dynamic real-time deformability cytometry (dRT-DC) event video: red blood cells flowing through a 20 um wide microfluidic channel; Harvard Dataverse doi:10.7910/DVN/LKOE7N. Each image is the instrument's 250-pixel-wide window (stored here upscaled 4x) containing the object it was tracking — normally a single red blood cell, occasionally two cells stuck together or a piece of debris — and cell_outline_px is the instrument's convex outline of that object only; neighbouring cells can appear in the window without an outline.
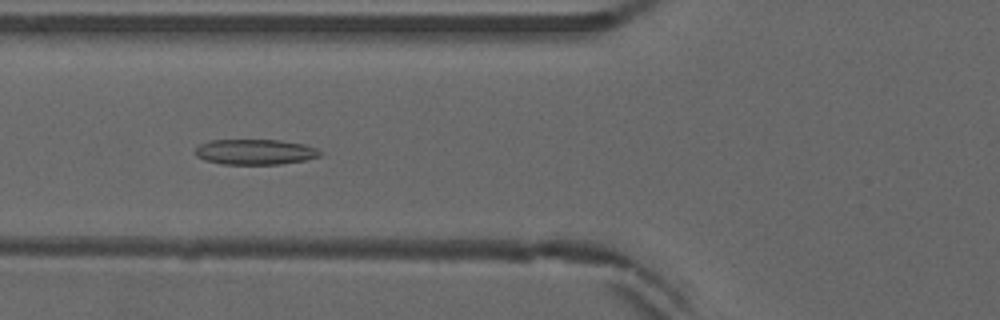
{"species": "common noctule bat (a hibernating species)", "species_latin": "Nyctalus noctula", "temperature_condition": "warm", "stored_images_in_passage": 48, "camera_frame_rate_fps": 3000, "um_per_image_px": 0.085, "animal": {"sex": "male", "forearm_length_mm": 52.5}, "frame": {"image": 1, "passage_image": 16, "time_ms": 5.0, "image_size_px": [1000, 320], "cell_outline_px": [[324, 152], [320, 156], [304, 160], [280, 164], [220, 164], [204, 160], [196, 156], [196, 148], [200, 144], [208, 140], [280, 140], [304, 144], [316, 148]], "centroid_in_image_um": [21.68, 12.91], "position_along_channel_um": 104.1, "area_um2": 18.55}}
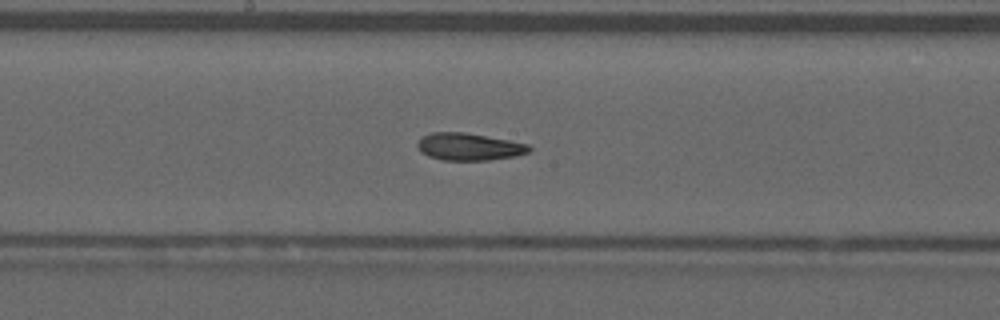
{"frame": {"image": 2, "passage_image": 24, "time_ms": 7.667, "image_size_px": [1000, 320], "cell_outline_px": [[532, 148], [528, 152], [516, 156], [488, 160], [444, 160], [428, 156], [420, 152], [416, 144], [424, 136], [432, 132], [464, 132], [508, 140], [528, 144]], "centroid_in_image_um": [39.86, 12.47], "position_along_channel_um": 208.3, "area_um2": 17.63}}
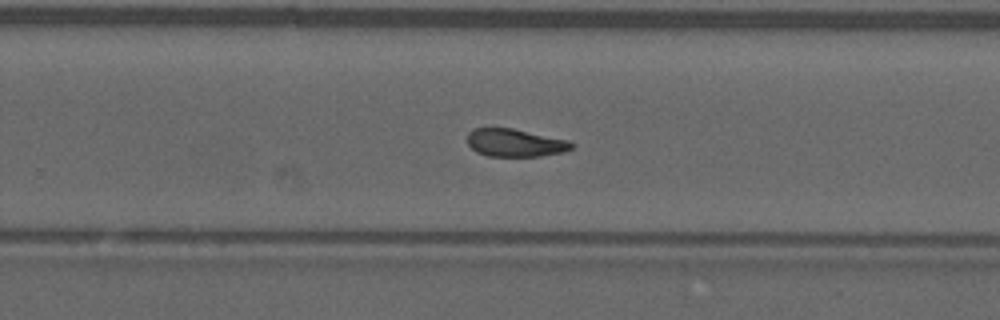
{"frame": {"image": 3, "passage_image": 30, "time_ms": 9.667, "image_size_px": [1000, 320], "cell_outline_px": [[576, 144], [572, 148], [564, 152], [540, 156], [488, 156], [476, 152], [468, 144], [468, 132], [472, 128], [512, 128], [568, 140]], "centroid_in_image_um": [43.79, 12.14], "position_along_channel_um": 286.0, "area_um2": 16.94}, "authors_computed_cell_mechanics": {"area_um2": 18.1492, "velocity_mm_per_s": 3.8973, "shape_relaxation_time_tau1_ms": null, "shape_relaxation_time_tau2_ms": 3.0642, "deformation_change_tau1": null, "deformation_change_tau2": 0.1025}}